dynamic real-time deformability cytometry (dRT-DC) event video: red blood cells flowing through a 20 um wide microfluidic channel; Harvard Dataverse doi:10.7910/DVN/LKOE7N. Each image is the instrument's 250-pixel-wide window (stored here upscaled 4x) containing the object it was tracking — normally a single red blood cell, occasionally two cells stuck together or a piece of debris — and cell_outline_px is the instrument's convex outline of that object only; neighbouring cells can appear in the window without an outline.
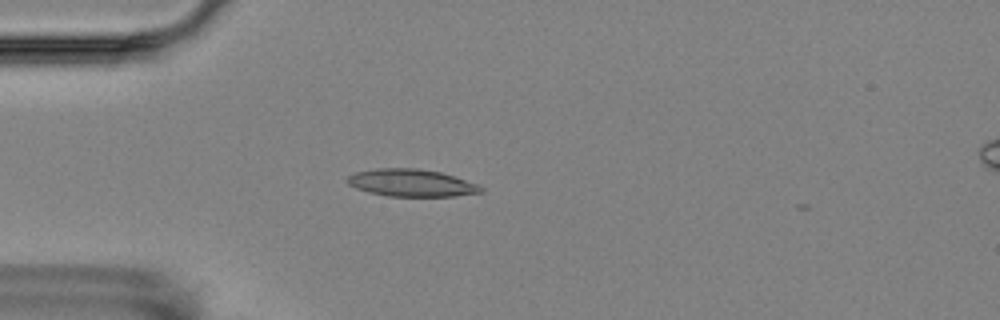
{"species": "Egyptian fruit bat (a non-hibernating species)", "species_latin": "Rousettus aegyptiacus", "temperature_condition": "room temperature", "stored_images_in_passage": 3, "camera_frame_rate_fps": 3000, "um_per_image_px": 0.085, "animal": {"sex": "female"}, "frame": {"image": 1, "passage_image": 2, "time_ms": 2.0, "image_size_px": [1000, 320], "cell_outline_px": [[484, 192], [456, 196], [388, 196], [368, 192], [356, 188], [348, 184], [344, 180], [348, 176], [356, 172], [376, 168], [416, 168], [440, 172], [476, 184], [484, 188]], "centroid_in_image_um": [34.93, 15.55], "position_along_channel_um": 50.1, "area_um2": 21.21}}